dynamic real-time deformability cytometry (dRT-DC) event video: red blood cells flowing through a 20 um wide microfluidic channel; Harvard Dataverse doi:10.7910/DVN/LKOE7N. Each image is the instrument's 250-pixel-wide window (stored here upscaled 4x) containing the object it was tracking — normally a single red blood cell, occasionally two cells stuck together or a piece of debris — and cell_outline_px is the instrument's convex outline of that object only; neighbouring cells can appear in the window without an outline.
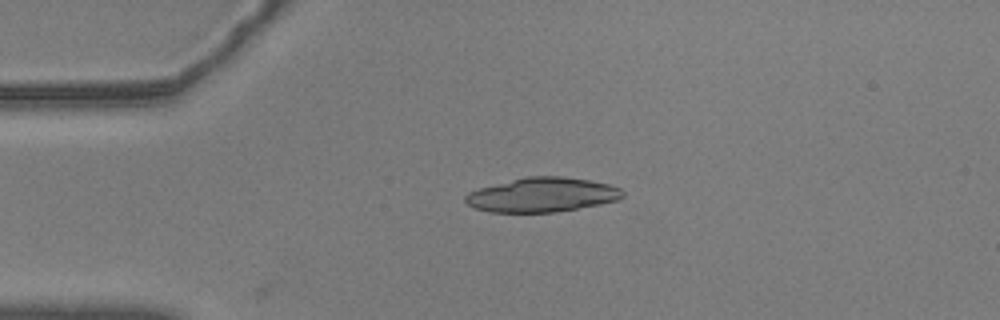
{"species": "common noctule bat (a hibernating species)", "species_latin": "Nyctalus noctula", "temperature_condition": "warm", "stored_images_in_passage": 34, "camera_frame_rate_fps": 3000, "um_per_image_px": 0.085, "animal": {"sex": "male", "body_mass_g": 20.5, "forearm_length_mm": 52.5}, "frame": {"image": 1, "passage_image": 1, "time_ms": 0.0, "image_size_px": [1000, 320], "cell_outline_px": [[624, 196], [620, 200], [600, 204], [556, 212], [488, 212], [476, 208], [468, 204], [464, 200], [464, 196], [468, 192], [480, 188], [524, 176], [564, 176], [588, 180], [608, 184], [620, 188], [624, 192]], "centroid_in_image_um": [46.09, 16.56], "position_along_channel_um": 38.9, "area_um2": 31.56}}